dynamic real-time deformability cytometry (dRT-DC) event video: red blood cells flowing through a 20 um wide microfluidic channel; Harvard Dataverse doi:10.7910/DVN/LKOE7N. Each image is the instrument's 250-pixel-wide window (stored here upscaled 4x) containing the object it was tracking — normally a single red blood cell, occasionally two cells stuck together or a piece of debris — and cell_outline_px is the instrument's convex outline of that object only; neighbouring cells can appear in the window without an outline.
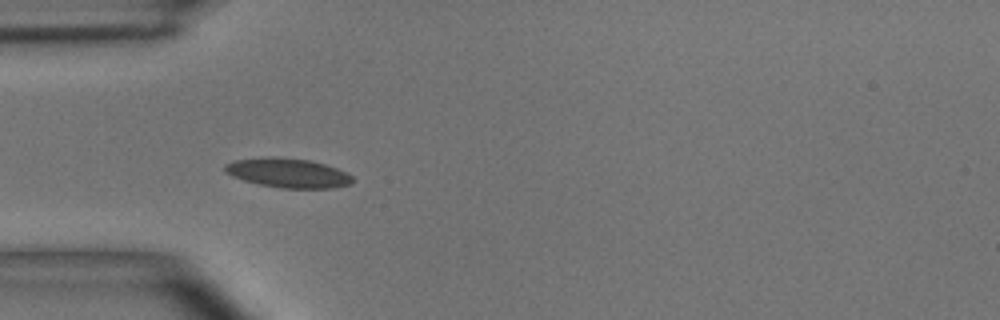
{"species": "common noctule bat (a hibernating species)", "species_latin": "Nyctalus noctula", "temperature_condition": "room temperature", "stored_images_in_passage": 7, "camera_frame_rate_fps": 3000, "um_per_image_px": 0.085, "animal": {"sex": "male", "body_mass_g": 15.6}, "frame": {"image": 1, "passage_image": 4, "time_ms": 3.333, "image_size_px": [1000, 320], "cell_outline_px": [[356, 180], [352, 184], [332, 188], [280, 188], [260, 184], [244, 180], [232, 176], [224, 172], [224, 164], [236, 160], [268, 156], [272, 156], [308, 160], [324, 164], [348, 172]], "centroid_in_image_um": [24.5, 14.7], "position_along_channel_um": 60.5, "area_um2": 21.96}}
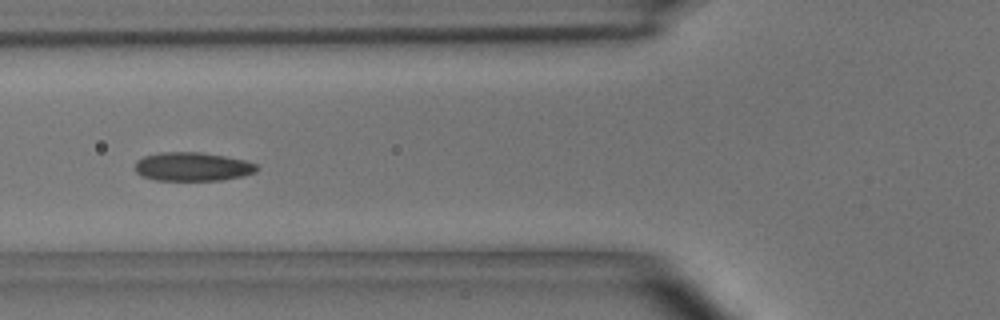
{"frame": {"image": 2, "passage_image": 5, "time_ms": 4.667, "image_size_px": [1000, 320], "cell_outline_px": [[256, 172], [244, 176], [220, 180], [156, 180], [140, 176], [136, 172], [136, 160], [144, 156], [160, 152], [200, 152], [224, 156], [244, 160], [256, 164]], "centroid_in_image_um": [16.33, 14.17], "position_along_channel_um": 109.5, "area_um2": 20.35}}